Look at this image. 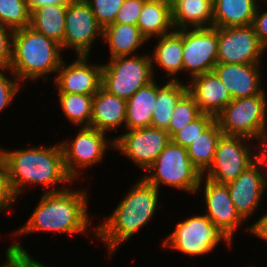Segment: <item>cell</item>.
Instances as JSON below:
<instances>
[{
  "label": "cell",
  "instance_id": "cell-1",
  "mask_svg": "<svg viewBox=\"0 0 267 267\" xmlns=\"http://www.w3.org/2000/svg\"><path fill=\"white\" fill-rule=\"evenodd\" d=\"M0 159L5 165L7 178L13 195L17 199L28 185H44V193H54L67 189H55L59 183H70L63 149L60 144L48 147H30L12 151L0 148ZM51 186V187H50Z\"/></svg>",
  "mask_w": 267,
  "mask_h": 267
},
{
  "label": "cell",
  "instance_id": "cell-2",
  "mask_svg": "<svg viewBox=\"0 0 267 267\" xmlns=\"http://www.w3.org/2000/svg\"><path fill=\"white\" fill-rule=\"evenodd\" d=\"M129 190L112 214L93 228L96 236L106 244L111 257L122 242L148 224L156 213L159 190L154 185L140 178Z\"/></svg>",
  "mask_w": 267,
  "mask_h": 267
},
{
  "label": "cell",
  "instance_id": "cell-3",
  "mask_svg": "<svg viewBox=\"0 0 267 267\" xmlns=\"http://www.w3.org/2000/svg\"><path fill=\"white\" fill-rule=\"evenodd\" d=\"M87 191L65 189L43 193L31 217L14 234L53 231L65 234H86L91 224L87 212ZM87 231V232H86Z\"/></svg>",
  "mask_w": 267,
  "mask_h": 267
},
{
  "label": "cell",
  "instance_id": "cell-4",
  "mask_svg": "<svg viewBox=\"0 0 267 267\" xmlns=\"http://www.w3.org/2000/svg\"><path fill=\"white\" fill-rule=\"evenodd\" d=\"M61 45L30 26L14 30L12 37L11 74L18 81L37 80L57 72L63 61Z\"/></svg>",
  "mask_w": 267,
  "mask_h": 267
},
{
  "label": "cell",
  "instance_id": "cell-5",
  "mask_svg": "<svg viewBox=\"0 0 267 267\" xmlns=\"http://www.w3.org/2000/svg\"><path fill=\"white\" fill-rule=\"evenodd\" d=\"M147 170L149 175L147 174L142 178L158 190L161 184H164L188 193H195L203 184V175L191 162L187 148L172 141Z\"/></svg>",
  "mask_w": 267,
  "mask_h": 267
},
{
  "label": "cell",
  "instance_id": "cell-6",
  "mask_svg": "<svg viewBox=\"0 0 267 267\" xmlns=\"http://www.w3.org/2000/svg\"><path fill=\"white\" fill-rule=\"evenodd\" d=\"M110 58L102 65V87L119 98L128 100L136 91L152 81L154 65L149 55Z\"/></svg>",
  "mask_w": 267,
  "mask_h": 267
},
{
  "label": "cell",
  "instance_id": "cell-7",
  "mask_svg": "<svg viewBox=\"0 0 267 267\" xmlns=\"http://www.w3.org/2000/svg\"><path fill=\"white\" fill-rule=\"evenodd\" d=\"M265 93L232 99L215 117L224 135L259 139L266 128Z\"/></svg>",
  "mask_w": 267,
  "mask_h": 267
},
{
  "label": "cell",
  "instance_id": "cell-8",
  "mask_svg": "<svg viewBox=\"0 0 267 267\" xmlns=\"http://www.w3.org/2000/svg\"><path fill=\"white\" fill-rule=\"evenodd\" d=\"M220 241L232 245V240L204 214L178 223L175 231L163 241V246L186 255L203 256L216 248Z\"/></svg>",
  "mask_w": 267,
  "mask_h": 267
},
{
  "label": "cell",
  "instance_id": "cell-9",
  "mask_svg": "<svg viewBox=\"0 0 267 267\" xmlns=\"http://www.w3.org/2000/svg\"><path fill=\"white\" fill-rule=\"evenodd\" d=\"M248 141L250 139L245 137L223 134L218 141L213 163L203 176L221 184L235 180L255 162L256 149L248 147Z\"/></svg>",
  "mask_w": 267,
  "mask_h": 267
},
{
  "label": "cell",
  "instance_id": "cell-10",
  "mask_svg": "<svg viewBox=\"0 0 267 267\" xmlns=\"http://www.w3.org/2000/svg\"><path fill=\"white\" fill-rule=\"evenodd\" d=\"M106 134L94 128L82 126L72 141L61 143L65 168L73 180L78 178L80 170L102 160L109 146L114 147V139L107 140Z\"/></svg>",
  "mask_w": 267,
  "mask_h": 267
},
{
  "label": "cell",
  "instance_id": "cell-11",
  "mask_svg": "<svg viewBox=\"0 0 267 267\" xmlns=\"http://www.w3.org/2000/svg\"><path fill=\"white\" fill-rule=\"evenodd\" d=\"M264 51L252 25L218 28L217 63L260 64Z\"/></svg>",
  "mask_w": 267,
  "mask_h": 267
},
{
  "label": "cell",
  "instance_id": "cell-12",
  "mask_svg": "<svg viewBox=\"0 0 267 267\" xmlns=\"http://www.w3.org/2000/svg\"><path fill=\"white\" fill-rule=\"evenodd\" d=\"M168 132L155 127L127 130L114 139V149L130 158L140 168H147L170 143Z\"/></svg>",
  "mask_w": 267,
  "mask_h": 267
},
{
  "label": "cell",
  "instance_id": "cell-13",
  "mask_svg": "<svg viewBox=\"0 0 267 267\" xmlns=\"http://www.w3.org/2000/svg\"><path fill=\"white\" fill-rule=\"evenodd\" d=\"M217 52V27L183 29V71H189L191 79L213 71Z\"/></svg>",
  "mask_w": 267,
  "mask_h": 267
},
{
  "label": "cell",
  "instance_id": "cell-14",
  "mask_svg": "<svg viewBox=\"0 0 267 267\" xmlns=\"http://www.w3.org/2000/svg\"><path fill=\"white\" fill-rule=\"evenodd\" d=\"M98 36L103 37V28L88 3H68L61 49L72 47L77 56H89L91 45Z\"/></svg>",
  "mask_w": 267,
  "mask_h": 267
},
{
  "label": "cell",
  "instance_id": "cell-15",
  "mask_svg": "<svg viewBox=\"0 0 267 267\" xmlns=\"http://www.w3.org/2000/svg\"><path fill=\"white\" fill-rule=\"evenodd\" d=\"M88 58L77 56L67 66L64 60L61 62L54 76L58 93L94 95L102 87V65H90Z\"/></svg>",
  "mask_w": 267,
  "mask_h": 267
},
{
  "label": "cell",
  "instance_id": "cell-16",
  "mask_svg": "<svg viewBox=\"0 0 267 267\" xmlns=\"http://www.w3.org/2000/svg\"><path fill=\"white\" fill-rule=\"evenodd\" d=\"M260 167L255 161L235 180L226 184L237 212L245 221L258 209L261 197L266 192L267 182Z\"/></svg>",
  "mask_w": 267,
  "mask_h": 267
},
{
  "label": "cell",
  "instance_id": "cell-17",
  "mask_svg": "<svg viewBox=\"0 0 267 267\" xmlns=\"http://www.w3.org/2000/svg\"><path fill=\"white\" fill-rule=\"evenodd\" d=\"M204 181L203 194L207 206L205 215L232 240L234 231L244 219L237 212L226 184L208 178Z\"/></svg>",
  "mask_w": 267,
  "mask_h": 267
},
{
  "label": "cell",
  "instance_id": "cell-18",
  "mask_svg": "<svg viewBox=\"0 0 267 267\" xmlns=\"http://www.w3.org/2000/svg\"><path fill=\"white\" fill-rule=\"evenodd\" d=\"M260 64L217 63L213 72L228 89L232 99L265 93L261 86Z\"/></svg>",
  "mask_w": 267,
  "mask_h": 267
},
{
  "label": "cell",
  "instance_id": "cell-19",
  "mask_svg": "<svg viewBox=\"0 0 267 267\" xmlns=\"http://www.w3.org/2000/svg\"><path fill=\"white\" fill-rule=\"evenodd\" d=\"M189 82L188 91L194 96L202 113L216 117L232 100L228 89L213 71L197 75Z\"/></svg>",
  "mask_w": 267,
  "mask_h": 267
},
{
  "label": "cell",
  "instance_id": "cell-20",
  "mask_svg": "<svg viewBox=\"0 0 267 267\" xmlns=\"http://www.w3.org/2000/svg\"><path fill=\"white\" fill-rule=\"evenodd\" d=\"M127 100L101 87L93 97L92 118L89 127L98 131H114L125 125Z\"/></svg>",
  "mask_w": 267,
  "mask_h": 267
},
{
  "label": "cell",
  "instance_id": "cell-21",
  "mask_svg": "<svg viewBox=\"0 0 267 267\" xmlns=\"http://www.w3.org/2000/svg\"><path fill=\"white\" fill-rule=\"evenodd\" d=\"M157 39L154 55H150L152 64L163 68L169 81H178L174 76L183 71V29H174Z\"/></svg>",
  "mask_w": 267,
  "mask_h": 267
},
{
  "label": "cell",
  "instance_id": "cell-22",
  "mask_svg": "<svg viewBox=\"0 0 267 267\" xmlns=\"http://www.w3.org/2000/svg\"><path fill=\"white\" fill-rule=\"evenodd\" d=\"M257 0H213V27L252 25Z\"/></svg>",
  "mask_w": 267,
  "mask_h": 267
},
{
  "label": "cell",
  "instance_id": "cell-23",
  "mask_svg": "<svg viewBox=\"0 0 267 267\" xmlns=\"http://www.w3.org/2000/svg\"><path fill=\"white\" fill-rule=\"evenodd\" d=\"M171 12L176 30L213 27V0H181Z\"/></svg>",
  "mask_w": 267,
  "mask_h": 267
},
{
  "label": "cell",
  "instance_id": "cell-24",
  "mask_svg": "<svg viewBox=\"0 0 267 267\" xmlns=\"http://www.w3.org/2000/svg\"><path fill=\"white\" fill-rule=\"evenodd\" d=\"M156 104V82L152 81L136 91L126 103L127 130L151 126L153 111Z\"/></svg>",
  "mask_w": 267,
  "mask_h": 267
},
{
  "label": "cell",
  "instance_id": "cell-25",
  "mask_svg": "<svg viewBox=\"0 0 267 267\" xmlns=\"http://www.w3.org/2000/svg\"><path fill=\"white\" fill-rule=\"evenodd\" d=\"M102 38L109 45L111 58L130 56L147 42L138 26L120 23L106 26L103 29Z\"/></svg>",
  "mask_w": 267,
  "mask_h": 267
},
{
  "label": "cell",
  "instance_id": "cell-26",
  "mask_svg": "<svg viewBox=\"0 0 267 267\" xmlns=\"http://www.w3.org/2000/svg\"><path fill=\"white\" fill-rule=\"evenodd\" d=\"M67 6L54 4L41 6L32 10L30 27L62 46L64 42Z\"/></svg>",
  "mask_w": 267,
  "mask_h": 267
},
{
  "label": "cell",
  "instance_id": "cell-27",
  "mask_svg": "<svg viewBox=\"0 0 267 267\" xmlns=\"http://www.w3.org/2000/svg\"><path fill=\"white\" fill-rule=\"evenodd\" d=\"M140 33L149 41L150 37L163 36L174 30L171 8L163 2L146 1L137 22Z\"/></svg>",
  "mask_w": 267,
  "mask_h": 267
},
{
  "label": "cell",
  "instance_id": "cell-28",
  "mask_svg": "<svg viewBox=\"0 0 267 267\" xmlns=\"http://www.w3.org/2000/svg\"><path fill=\"white\" fill-rule=\"evenodd\" d=\"M187 91L188 84L180 80L168 81L161 87L156 83V104L151 126L167 131L176 103Z\"/></svg>",
  "mask_w": 267,
  "mask_h": 267
},
{
  "label": "cell",
  "instance_id": "cell-29",
  "mask_svg": "<svg viewBox=\"0 0 267 267\" xmlns=\"http://www.w3.org/2000/svg\"><path fill=\"white\" fill-rule=\"evenodd\" d=\"M222 135L219 124L215 120L187 147L191 162L202 175L212 165L217 144Z\"/></svg>",
  "mask_w": 267,
  "mask_h": 267
},
{
  "label": "cell",
  "instance_id": "cell-30",
  "mask_svg": "<svg viewBox=\"0 0 267 267\" xmlns=\"http://www.w3.org/2000/svg\"><path fill=\"white\" fill-rule=\"evenodd\" d=\"M64 115L73 125L89 127L94 95L58 93Z\"/></svg>",
  "mask_w": 267,
  "mask_h": 267
},
{
  "label": "cell",
  "instance_id": "cell-31",
  "mask_svg": "<svg viewBox=\"0 0 267 267\" xmlns=\"http://www.w3.org/2000/svg\"><path fill=\"white\" fill-rule=\"evenodd\" d=\"M31 12L25 0H0V25L11 30L30 26Z\"/></svg>",
  "mask_w": 267,
  "mask_h": 267
},
{
  "label": "cell",
  "instance_id": "cell-32",
  "mask_svg": "<svg viewBox=\"0 0 267 267\" xmlns=\"http://www.w3.org/2000/svg\"><path fill=\"white\" fill-rule=\"evenodd\" d=\"M202 112L194 96L187 91L176 103L168 126V134L172 137L176 132L197 119Z\"/></svg>",
  "mask_w": 267,
  "mask_h": 267
},
{
  "label": "cell",
  "instance_id": "cell-33",
  "mask_svg": "<svg viewBox=\"0 0 267 267\" xmlns=\"http://www.w3.org/2000/svg\"><path fill=\"white\" fill-rule=\"evenodd\" d=\"M214 121V116L202 113L197 119L186 125L180 131L176 132L171 137V141L183 148H187Z\"/></svg>",
  "mask_w": 267,
  "mask_h": 267
},
{
  "label": "cell",
  "instance_id": "cell-34",
  "mask_svg": "<svg viewBox=\"0 0 267 267\" xmlns=\"http://www.w3.org/2000/svg\"><path fill=\"white\" fill-rule=\"evenodd\" d=\"M124 0H89L87 3L92 9L98 24L104 29L115 22L116 15Z\"/></svg>",
  "mask_w": 267,
  "mask_h": 267
},
{
  "label": "cell",
  "instance_id": "cell-35",
  "mask_svg": "<svg viewBox=\"0 0 267 267\" xmlns=\"http://www.w3.org/2000/svg\"><path fill=\"white\" fill-rule=\"evenodd\" d=\"M147 0H124L118 11L115 22L120 24L136 25L142 8Z\"/></svg>",
  "mask_w": 267,
  "mask_h": 267
},
{
  "label": "cell",
  "instance_id": "cell-36",
  "mask_svg": "<svg viewBox=\"0 0 267 267\" xmlns=\"http://www.w3.org/2000/svg\"><path fill=\"white\" fill-rule=\"evenodd\" d=\"M0 70V112H2L9 103H12L13 98L20 89L21 82L15 76L11 77L13 81L9 79V76L8 78L6 77L5 72L11 71L10 68Z\"/></svg>",
  "mask_w": 267,
  "mask_h": 267
},
{
  "label": "cell",
  "instance_id": "cell-37",
  "mask_svg": "<svg viewBox=\"0 0 267 267\" xmlns=\"http://www.w3.org/2000/svg\"><path fill=\"white\" fill-rule=\"evenodd\" d=\"M12 37L13 30L0 25V69L10 68L12 60Z\"/></svg>",
  "mask_w": 267,
  "mask_h": 267
},
{
  "label": "cell",
  "instance_id": "cell-38",
  "mask_svg": "<svg viewBox=\"0 0 267 267\" xmlns=\"http://www.w3.org/2000/svg\"><path fill=\"white\" fill-rule=\"evenodd\" d=\"M16 198L12 193L4 163L0 159V211L8 210Z\"/></svg>",
  "mask_w": 267,
  "mask_h": 267
},
{
  "label": "cell",
  "instance_id": "cell-39",
  "mask_svg": "<svg viewBox=\"0 0 267 267\" xmlns=\"http://www.w3.org/2000/svg\"><path fill=\"white\" fill-rule=\"evenodd\" d=\"M258 5L253 18L252 27L260 41L261 45L267 48V11L262 12ZM261 11V12H260Z\"/></svg>",
  "mask_w": 267,
  "mask_h": 267
},
{
  "label": "cell",
  "instance_id": "cell-40",
  "mask_svg": "<svg viewBox=\"0 0 267 267\" xmlns=\"http://www.w3.org/2000/svg\"><path fill=\"white\" fill-rule=\"evenodd\" d=\"M267 127L262 131V134L260 135L258 141L259 143L262 142L263 150H259L258 153H255V161L262 166V168H266L267 169ZM263 151V152H262ZM264 165V166H263ZM266 182H267V172L266 174H264Z\"/></svg>",
  "mask_w": 267,
  "mask_h": 267
},
{
  "label": "cell",
  "instance_id": "cell-41",
  "mask_svg": "<svg viewBox=\"0 0 267 267\" xmlns=\"http://www.w3.org/2000/svg\"><path fill=\"white\" fill-rule=\"evenodd\" d=\"M8 249L16 253H23V267H47L46 265L35 261L31 255L18 243L12 244Z\"/></svg>",
  "mask_w": 267,
  "mask_h": 267
},
{
  "label": "cell",
  "instance_id": "cell-42",
  "mask_svg": "<svg viewBox=\"0 0 267 267\" xmlns=\"http://www.w3.org/2000/svg\"><path fill=\"white\" fill-rule=\"evenodd\" d=\"M248 231L267 241V213L264 214L257 222L250 225Z\"/></svg>",
  "mask_w": 267,
  "mask_h": 267
},
{
  "label": "cell",
  "instance_id": "cell-43",
  "mask_svg": "<svg viewBox=\"0 0 267 267\" xmlns=\"http://www.w3.org/2000/svg\"><path fill=\"white\" fill-rule=\"evenodd\" d=\"M0 267H23V253L6 250V261Z\"/></svg>",
  "mask_w": 267,
  "mask_h": 267
},
{
  "label": "cell",
  "instance_id": "cell-44",
  "mask_svg": "<svg viewBox=\"0 0 267 267\" xmlns=\"http://www.w3.org/2000/svg\"><path fill=\"white\" fill-rule=\"evenodd\" d=\"M28 7L30 12L36 8L41 6H48V5H68L67 0H28Z\"/></svg>",
  "mask_w": 267,
  "mask_h": 267
},
{
  "label": "cell",
  "instance_id": "cell-45",
  "mask_svg": "<svg viewBox=\"0 0 267 267\" xmlns=\"http://www.w3.org/2000/svg\"><path fill=\"white\" fill-rule=\"evenodd\" d=\"M180 1L181 0H167V6H169L170 8H172V7H174Z\"/></svg>",
  "mask_w": 267,
  "mask_h": 267
},
{
  "label": "cell",
  "instance_id": "cell-46",
  "mask_svg": "<svg viewBox=\"0 0 267 267\" xmlns=\"http://www.w3.org/2000/svg\"><path fill=\"white\" fill-rule=\"evenodd\" d=\"M68 3H87L89 0H67Z\"/></svg>",
  "mask_w": 267,
  "mask_h": 267
},
{
  "label": "cell",
  "instance_id": "cell-47",
  "mask_svg": "<svg viewBox=\"0 0 267 267\" xmlns=\"http://www.w3.org/2000/svg\"><path fill=\"white\" fill-rule=\"evenodd\" d=\"M148 1L163 2L167 5V0H148Z\"/></svg>",
  "mask_w": 267,
  "mask_h": 267
}]
</instances>
